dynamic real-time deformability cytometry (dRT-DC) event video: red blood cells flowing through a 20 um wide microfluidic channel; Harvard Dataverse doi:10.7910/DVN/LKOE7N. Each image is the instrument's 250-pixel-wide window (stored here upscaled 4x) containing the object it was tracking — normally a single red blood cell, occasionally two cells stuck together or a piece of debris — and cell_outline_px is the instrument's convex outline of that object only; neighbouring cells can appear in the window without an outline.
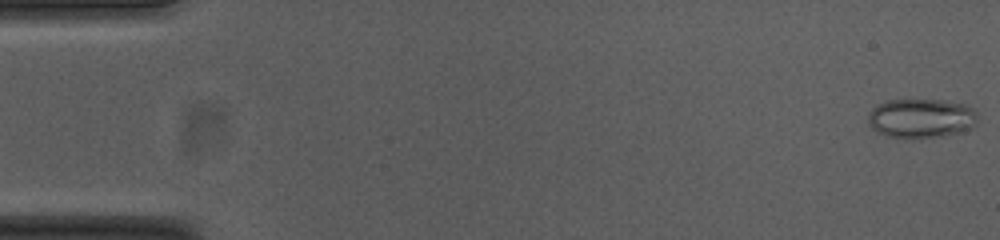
{"species": "common noctule bat (a hibernating species)", "species_latin": "Nyctalus noctula", "temperature_condition": "cold", "stored_images_in_passage": 54, "camera_frame_rate_fps": 3000, "um_per_image_px": 0.085, "animal": {"sex": "female", "body_mass_g": 23.0, "forearm_length_mm": 53.4}, "frame": {"image": 1, "passage_image": 1, "time_ms": 0.0, "image_size_px": [1000, 240], "cell_outline_px": [[976, 124], [972, 128], [960, 132], [944, 136], [912, 140], [888, 136], [876, 132], [868, 124], [868, 112], [876, 104], [888, 100], [944, 100], [964, 104], [972, 108], [976, 112]], "centroid_in_image_um": [78.26, 10.08], "position_along_channel_um": 6.7, "area_um2": 25.66}}
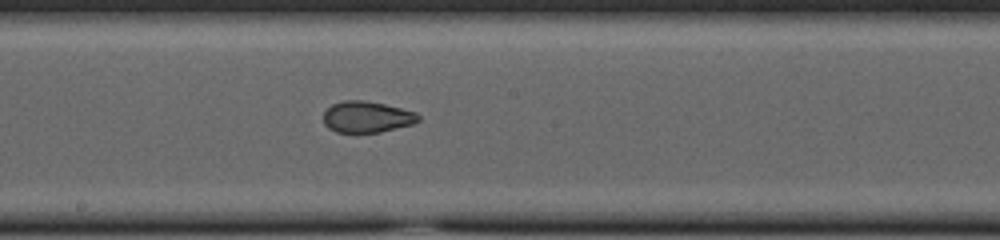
{"frame": {"image": 2, "passage_image": 29, "time_ms": 9.333, "image_size_px": [1000, 240], "cell_outline_px": [[420, 120], [412, 124], [380, 132], [336, 132], [328, 128], [324, 124], [324, 112], [332, 104], [344, 100], [364, 100], [384, 104], [416, 112], [420, 116]], "centroid_in_image_um": [31.18, 9.93], "position_along_channel_um": 217.0, "area_um2": 17.22}}
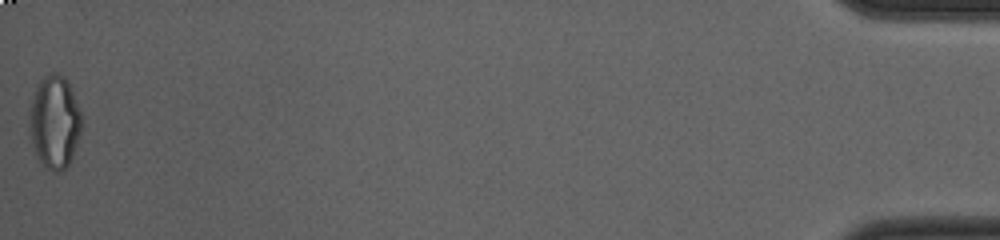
{"frame": {"image": 3, "passage_image": 54, "time_ms": 17.667, "image_size_px": [1000, 240], "cell_outline_px": [[80, 132], [72, 156], [68, 164], [60, 172], [52, 172], [36, 156], [32, 144], [32, 100], [36, 88], [40, 80], [44, 76], [52, 72], [56, 72], [64, 76], [80, 108]], "centroid_in_image_um": [4.66, 10.36], "position_along_channel_um": 430.5, "area_um2": 27.22}, "authors_computed_cell_mechanics": {"area_um2": 19.7965, "velocity_mm_per_s": 3.7756, "shape_relaxation_time_tau1_ms": null, "shape_relaxation_time_tau2_ms": 0.789, "deformation_change_tau1": null, "deformation_change_tau2": 0.0489}}